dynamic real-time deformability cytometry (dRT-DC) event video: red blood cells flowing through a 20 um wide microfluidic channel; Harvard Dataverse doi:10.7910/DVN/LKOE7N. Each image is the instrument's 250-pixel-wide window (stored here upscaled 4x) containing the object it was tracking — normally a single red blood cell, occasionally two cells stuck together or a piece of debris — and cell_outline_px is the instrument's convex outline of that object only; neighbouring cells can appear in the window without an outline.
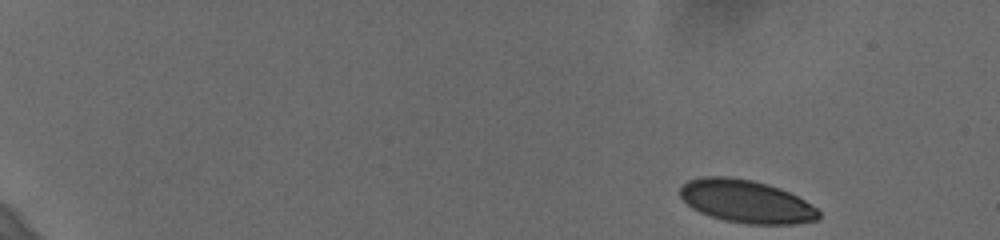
{"species": "human", "species_latin": "Homo sapiens", "temperature_condition": "cold", "stored_images_in_passage": 53, "camera_frame_rate_fps": 3000, "um_per_image_px": 0.085, "donor": {"sex": "female"}, "frame": {"image": 1, "passage_image": 1, "time_ms": 0.0, "image_size_px": [1000, 240], "cell_outline_px": [[820, 216], [816, 220], [792, 224], [752, 224], [728, 220], [712, 216], [700, 212], [692, 208], [680, 196], [680, 188], [688, 180], [708, 176], [724, 176], [748, 180], [764, 184], [788, 192], [804, 200], [816, 208], [820, 212]], "centroid_in_image_um": [63.42, 17.12], "position_along_channel_um": 21.6, "area_um2": 33.81}}
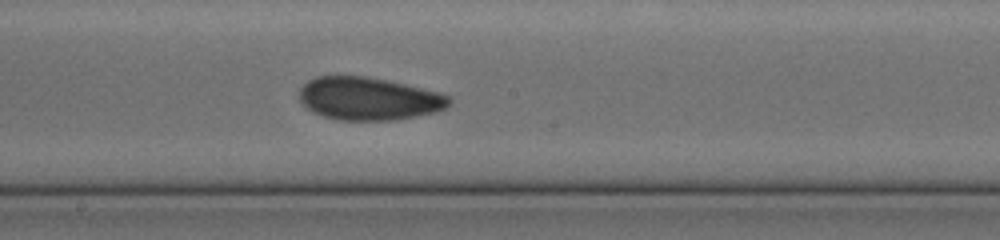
{"frame": {"image": 2, "passage_image": 30, "time_ms": 9.667, "image_size_px": [1000, 240], "cell_outline_px": [[448, 104], [444, 108], [432, 112], [412, 116], [388, 120], [344, 120], [324, 116], [308, 108], [300, 100], [300, 88], [308, 80], [316, 76], [360, 76], [384, 80], [436, 92], [448, 96]], "centroid_in_image_um": [31.26, 8.38], "position_along_channel_um": 216.9, "area_um2": 36.18}}
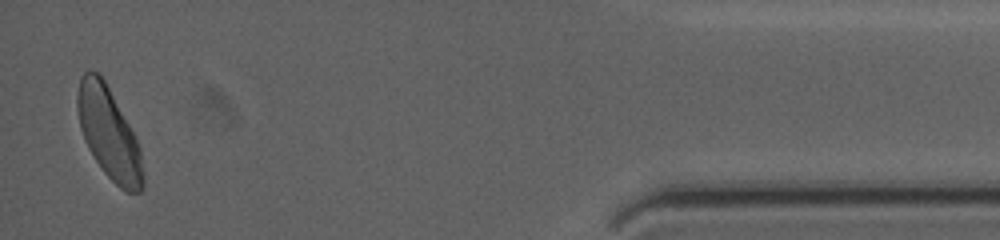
{"frame": {"image": 3, "passage_image": 52, "time_ms": 17.0, "image_size_px": [1000, 240], "cell_outline_px": [[144, 188], [140, 192], [128, 192], [120, 188], [104, 172], [88, 148], [84, 140], [80, 128], [76, 108], [76, 96], [80, 76], [84, 72], [96, 72], [104, 80], [128, 124], [136, 140], [140, 152], [144, 176]], "centroid_in_image_um": [9.22, 11.35], "position_along_channel_um": 426.0, "area_um2": 34.33}, "authors_computed_cell_mechanics": {"area_um2": 35.0846, "velocity_mm_per_s": 3.6401, "shape_relaxation_time_tau1_ms": 3.7347, "shape_relaxation_time_tau2_ms": 2.1061, "deformation_change_tau1": 0.1104, "deformation_change_tau2": 0.0668}}